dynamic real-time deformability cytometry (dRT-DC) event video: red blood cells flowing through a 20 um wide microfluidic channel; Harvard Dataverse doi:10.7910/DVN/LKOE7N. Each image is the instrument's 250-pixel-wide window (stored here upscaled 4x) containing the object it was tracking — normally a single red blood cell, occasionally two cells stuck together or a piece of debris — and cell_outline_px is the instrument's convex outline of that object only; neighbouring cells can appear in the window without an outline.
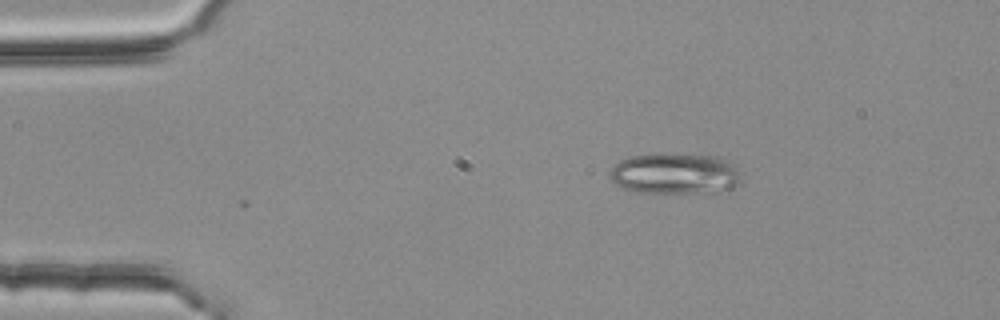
{"species": "common noctule bat (a hibernating species)", "species_latin": "Nyctalus noctula", "temperature_condition": "room temperature", "stored_images_in_passage": 2, "camera_frame_rate_fps": 3000, "um_per_image_px": 0.085, "animal": {"sex": "female", "body_mass_g": 25.1}, "frame": {"image": 1, "passage_image": 2, "time_ms": 0.333, "image_size_px": [1000, 320], "cell_outline_px": [[736, 184], [732, 188], [720, 192], [640, 192], [624, 188], [616, 184], [608, 176], [612, 168], [620, 160], [632, 156], [716, 156], [728, 160], [736, 164]], "centroid_in_image_um": [57.35, 14.79], "position_along_channel_um": 27.6, "area_um2": 30.06}}